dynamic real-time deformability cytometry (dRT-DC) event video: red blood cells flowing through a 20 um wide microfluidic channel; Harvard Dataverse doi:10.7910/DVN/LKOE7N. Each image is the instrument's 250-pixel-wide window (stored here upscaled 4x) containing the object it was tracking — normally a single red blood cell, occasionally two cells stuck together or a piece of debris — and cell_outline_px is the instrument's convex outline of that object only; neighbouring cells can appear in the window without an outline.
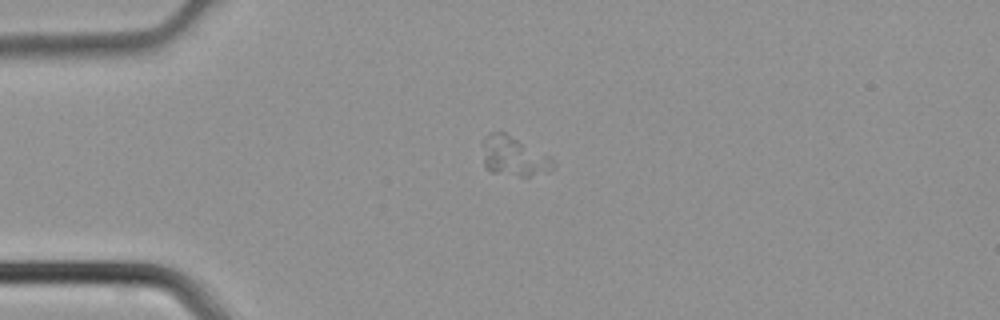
{"species": "common noctule bat (a hibernating species)", "species_latin": "Nyctalus noctula", "temperature_condition": "cold", "stored_images_in_passage": 41, "camera_frame_rate_fps": 3000, "um_per_image_px": 0.085, "animal": {"sex": "male", "body_mass_g": 21.5, "forearm_length_mm": 52.0}, "frame": {"image": 1, "passage_image": 7, "time_ms": 2.0, "image_size_px": [1000, 320], "cell_outline_px": [[556, 164], [552, 168], [528, 176], [520, 176], [492, 172], [484, 164], [484, 136], [488, 132], [504, 132], [548, 156]], "centroid_in_image_um": [43.63, 13.27], "position_along_channel_um": 41.4, "area_um2": 15.55}}
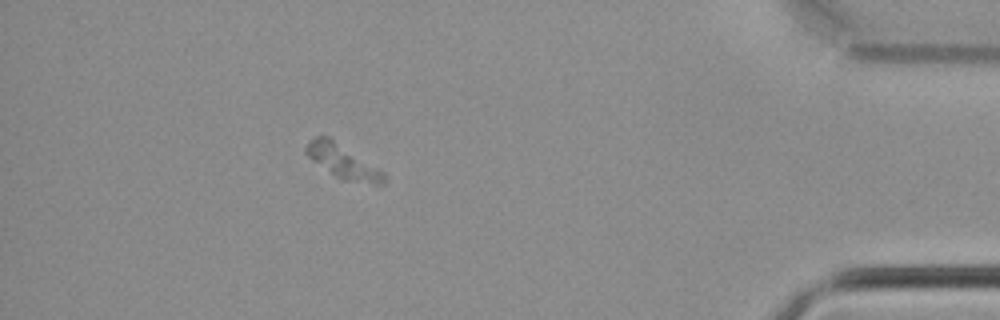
{"frame": {"image": 2, "passage_image": 36, "time_ms": 11.667, "image_size_px": [1000, 320], "cell_outline_px": [[388, 180], [384, 184], [372, 184], [340, 180], [312, 160], [304, 152], [304, 148], [308, 140], [316, 136], [328, 136], [384, 172]], "centroid_in_image_um": [29.13, 13.75], "position_along_channel_um": 406.1, "area_um2": 15.37}}